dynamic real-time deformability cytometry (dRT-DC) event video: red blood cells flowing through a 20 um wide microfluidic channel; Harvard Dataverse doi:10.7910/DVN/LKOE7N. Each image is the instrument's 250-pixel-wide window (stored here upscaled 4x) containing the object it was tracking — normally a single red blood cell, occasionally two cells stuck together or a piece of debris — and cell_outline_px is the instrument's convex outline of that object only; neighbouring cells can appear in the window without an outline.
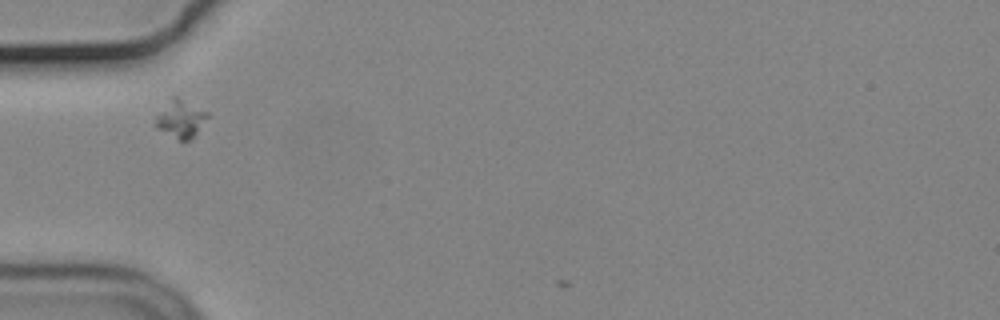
{"species": "common noctule bat (a hibernating species)", "species_latin": "Nyctalus noctula", "temperature_condition": "cold", "stored_images_in_passage": 31, "camera_frame_rate_fps": 3000, "um_per_image_px": 0.085, "animal": {"sex": "male", "body_mass_g": 19.2, "forearm_length_mm": 51.8}, "frame": {"image": 1, "passage_image": 2, "time_ms": 0.333, "image_size_px": [1000, 320], "cell_outline_px": [[208, 116], [192, 140], [180, 140], [156, 128], [152, 124], [156, 116], [172, 96], [176, 96], [208, 112]], "centroid_in_image_um": [15.33, 10.11], "position_along_channel_um": 69.7, "area_um2": 11.27}}
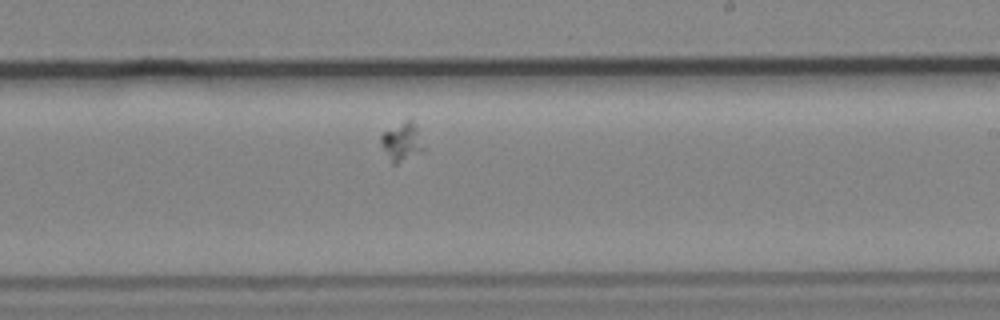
{"frame": {"image": 2, "passage_image": 18, "time_ms": 5.667, "image_size_px": [1000, 320], "cell_outline_px": [[428, 148], [396, 164], [392, 164], [380, 144], [380, 136], [384, 132], [408, 116], [412, 116]], "centroid_in_image_um": [34.23, 11.97], "position_along_channel_um": 254.8, "area_um2": 10.17}}
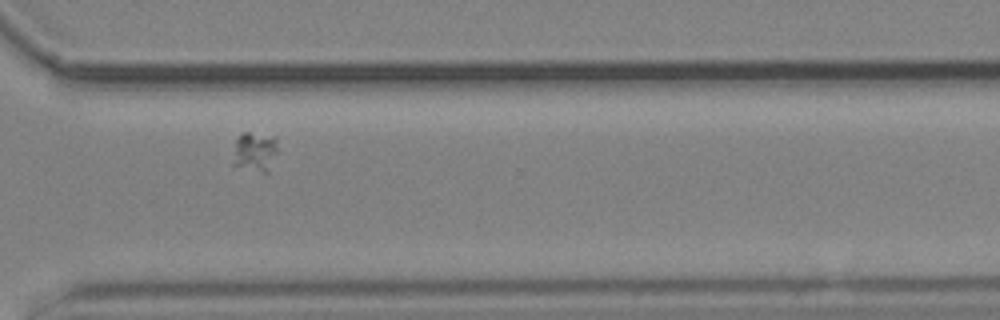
{"frame": {"image": 3, "passage_image": 26, "time_ms": 8.333, "image_size_px": [1000, 320], "cell_outline_px": [[276, 152], [268, 172], [264, 172], [232, 164], [236, 140], [244, 132], [248, 132], [276, 136]], "centroid_in_image_um": [21.67, 12.86], "position_along_channel_um": 348.9, "area_um2": 10.0}}